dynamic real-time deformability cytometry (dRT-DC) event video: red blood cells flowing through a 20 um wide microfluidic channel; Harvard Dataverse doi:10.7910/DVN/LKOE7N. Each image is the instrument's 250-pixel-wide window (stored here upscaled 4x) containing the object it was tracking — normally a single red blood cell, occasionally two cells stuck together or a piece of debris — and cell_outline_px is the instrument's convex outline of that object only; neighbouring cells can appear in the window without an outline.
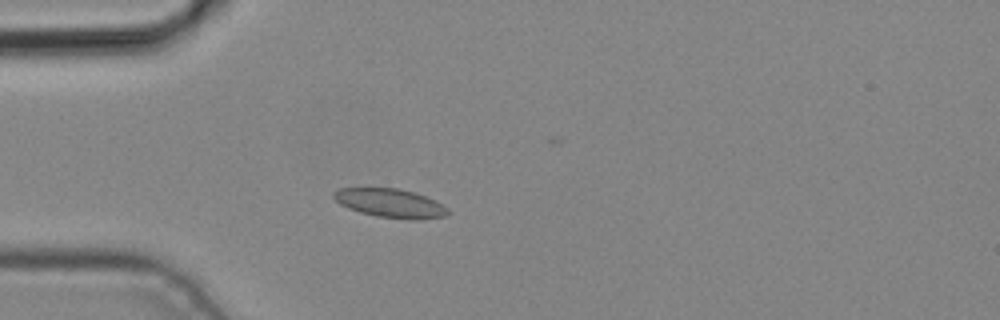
{"species": "common noctule bat (a hibernating species)", "species_latin": "Nyctalus noctula", "temperature_condition": "cold", "stored_images_in_passage": 3, "camera_frame_rate_fps": 3000, "um_per_image_px": 0.085, "animal": {"sex": "male", "body_mass_g": 19.2, "forearm_length_mm": 51.8}, "frame": {"image": 1, "passage_image": 3, "time_ms": 0.667, "image_size_px": [1000, 320], "cell_outline_px": [[452, 212], [444, 216], [416, 220], [408, 220], [376, 216], [360, 212], [348, 208], [340, 204], [332, 196], [332, 192], [340, 188], [396, 188], [412, 192], [436, 200], [448, 208]], "centroid_in_image_um": [33.18, 17.28], "position_along_channel_um": 51.8, "area_um2": 19.25}}